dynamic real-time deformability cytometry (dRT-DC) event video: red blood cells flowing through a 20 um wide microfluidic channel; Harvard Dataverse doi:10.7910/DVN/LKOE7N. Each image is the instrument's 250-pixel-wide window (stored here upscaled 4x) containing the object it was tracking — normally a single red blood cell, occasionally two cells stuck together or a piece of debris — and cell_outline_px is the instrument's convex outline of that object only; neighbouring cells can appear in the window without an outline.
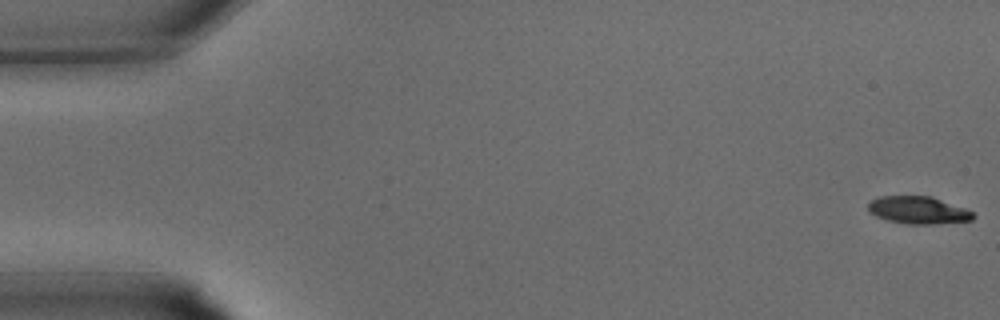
{"species": "common noctule bat (a hibernating species)", "species_latin": "Nyctalus noctula", "temperature_condition": "warm", "stored_images_in_passage": 15, "camera_frame_rate_fps": 3000, "um_per_image_px": 0.085, "animal": {"sex": "male", "body_mass_g": 15.6}, "frame": {"image": 1, "passage_image": 1, "time_ms": 0.0, "image_size_px": [1000, 320], "cell_outline_px": [[976, 216], [972, 220], [932, 224], [908, 224], [888, 220], [876, 216], [868, 212], [868, 204], [872, 200], [880, 196], [932, 196], [964, 208], [972, 212]], "centroid_in_image_um": [78.04, 17.86], "position_along_channel_um": 7.0, "area_um2": 16.7}}
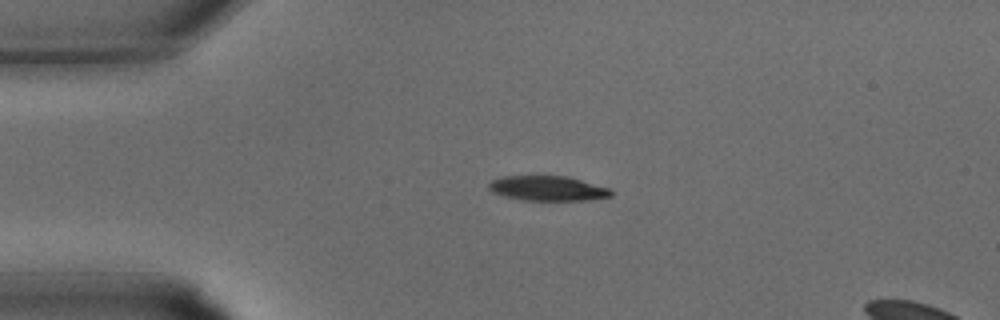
{"frame": {"image": 2, "passage_image": 8, "time_ms": 2.333, "image_size_px": [1000, 320], "cell_outline_px": [[612, 196], [588, 200], [524, 200], [504, 196], [492, 192], [488, 188], [488, 184], [492, 180], [500, 176], [568, 176], [612, 188]], "centroid_in_image_um": [46.58, 16.0], "position_along_channel_um": 38.4, "area_um2": 17.86}}